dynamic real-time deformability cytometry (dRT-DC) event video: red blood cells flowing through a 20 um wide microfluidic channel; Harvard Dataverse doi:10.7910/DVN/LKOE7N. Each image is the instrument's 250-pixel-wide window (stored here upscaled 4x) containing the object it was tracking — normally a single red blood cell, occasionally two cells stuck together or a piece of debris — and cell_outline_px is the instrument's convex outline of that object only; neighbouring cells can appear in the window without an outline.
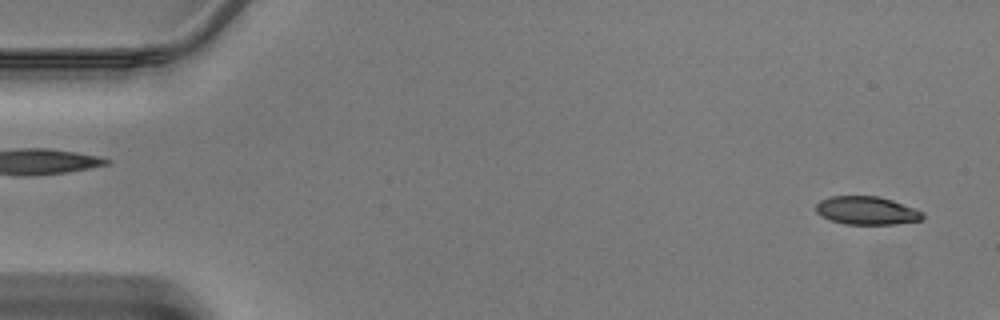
{"species": "Egyptian fruit bat (a non-hibernating species)", "species_latin": "Rousettus aegyptiacus", "temperature_condition": "warm", "stored_images_in_passage": 12, "camera_frame_rate_fps": 3000, "um_per_image_px": 0.085, "animal": {"sex": "male"}, "frame": {"image": 1, "passage_image": 2, "time_ms": 0.333, "image_size_px": [1000, 320], "cell_outline_px": [[924, 220], [896, 224], [844, 224], [820, 216], [816, 212], [816, 204], [820, 200], [828, 196], [876, 196], [892, 200], [924, 212]], "centroid_in_image_um": [73.67, 17.9], "position_along_channel_um": 11.3, "area_um2": 17.63}}